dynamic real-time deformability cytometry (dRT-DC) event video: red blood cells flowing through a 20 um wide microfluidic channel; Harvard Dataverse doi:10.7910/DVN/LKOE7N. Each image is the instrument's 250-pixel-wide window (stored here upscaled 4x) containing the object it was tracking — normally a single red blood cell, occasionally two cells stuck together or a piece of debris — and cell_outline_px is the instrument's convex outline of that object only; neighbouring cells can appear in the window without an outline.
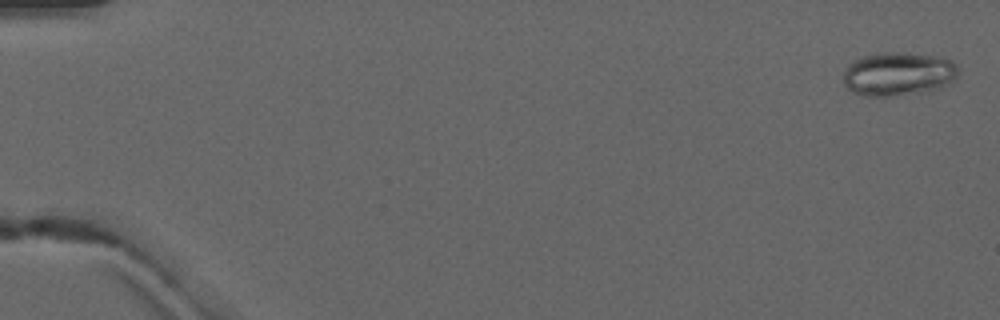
{"species": "common noctule bat (a hibernating species)", "species_latin": "Nyctalus noctula", "temperature_condition": "warm", "stored_images_in_passage": 5, "camera_frame_rate_fps": 3000, "um_per_image_px": 0.085, "animal": {"sex": "male", "forearm_length_mm": 52.5}, "frame": {"image": 1, "passage_image": 1, "time_ms": 0.0, "image_size_px": [1000, 320], "cell_outline_px": [[956, 76], [944, 88], [924, 92], [896, 96], [864, 96], [852, 92], [844, 84], [844, 68], [848, 64], [864, 56], [880, 52], [908, 52], [936, 56], [952, 60], [956, 64]], "centroid_in_image_um": [76.35, 6.29], "position_along_channel_um": 8.7, "area_um2": 29.54}}